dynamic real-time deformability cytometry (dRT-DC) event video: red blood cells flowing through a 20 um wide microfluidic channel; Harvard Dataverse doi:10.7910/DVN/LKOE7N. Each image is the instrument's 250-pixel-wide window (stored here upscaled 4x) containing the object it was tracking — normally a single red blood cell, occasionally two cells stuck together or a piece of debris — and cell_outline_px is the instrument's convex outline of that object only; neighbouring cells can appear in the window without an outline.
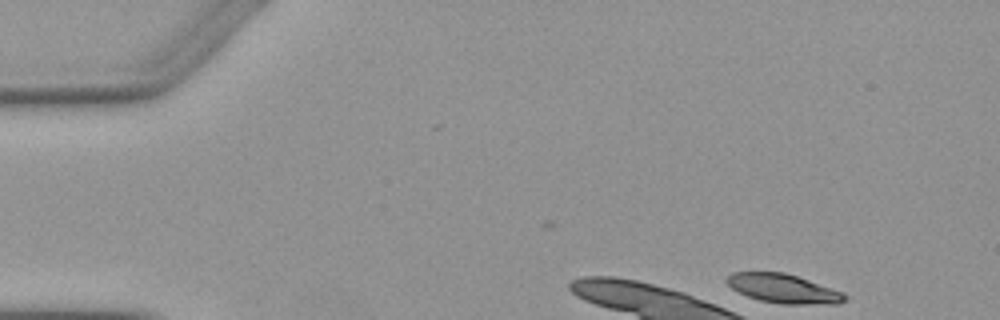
{"species": "Egyptian fruit bat (a non-hibernating species)", "species_latin": "Rousettus aegyptiacus", "temperature_condition": "warm", "stored_images_in_passage": 3, "camera_frame_rate_fps": 3000, "um_per_image_px": 0.085, "animal": {"sex": "female"}, "frame": {"image": 1, "passage_image": 1, "time_ms": 0.0, "image_size_px": [1000, 320], "cell_outline_px": [[848, 296], [840, 304], [780, 304], [760, 300], [748, 296], [732, 288], [728, 284], [728, 276], [732, 272], [784, 272], [844, 292]], "centroid_in_image_um": [66.63, 24.54], "position_along_channel_um": 18.4, "area_um2": 19.77}}
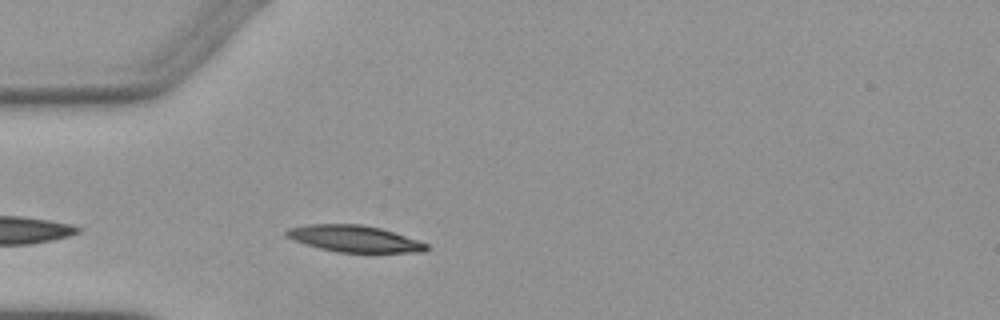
{"frame": {"image": 2, "passage_image": 3, "time_ms": 3.333, "image_size_px": [1000, 320], "cell_outline_px": [[428, 248], [424, 252], [336, 252], [320, 248], [292, 240], [284, 232], [288, 228], [308, 224], [360, 224], [380, 228], [428, 244]], "centroid_in_image_um": [30.08, 20.29], "position_along_channel_um": 54.9, "area_um2": 21.39}}